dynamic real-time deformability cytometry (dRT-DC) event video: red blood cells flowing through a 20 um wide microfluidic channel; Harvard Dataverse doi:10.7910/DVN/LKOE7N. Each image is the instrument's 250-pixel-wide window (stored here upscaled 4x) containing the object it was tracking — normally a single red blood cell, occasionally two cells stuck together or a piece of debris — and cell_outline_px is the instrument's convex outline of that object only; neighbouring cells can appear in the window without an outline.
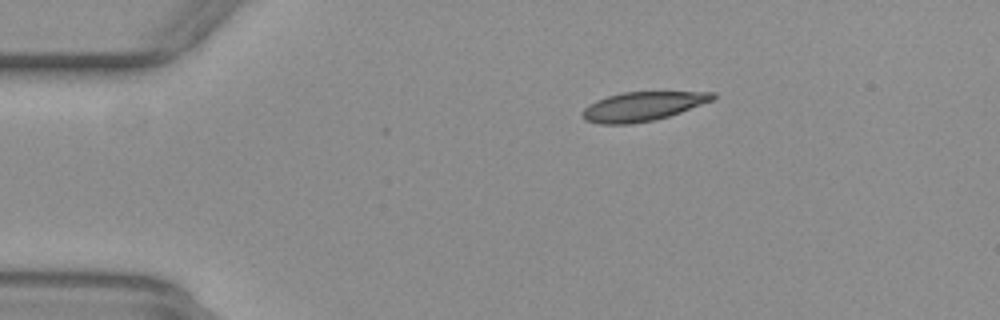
{"species": "common noctule bat (a hibernating species)", "species_latin": "Nyctalus noctula", "temperature_condition": "warm", "stored_images_in_passage": 6, "camera_frame_rate_fps": 3000, "um_per_image_px": 0.085, "animal": {"sex": "female", "body_mass_g": 29.2, "forearm_length_mm": 56.3}, "frame": {"image": 1, "passage_image": 2, "time_ms": 0.333, "image_size_px": [1000, 320], "cell_outline_px": [[716, 96], [712, 100], [680, 112], [668, 116], [652, 120], [628, 124], [600, 124], [584, 120], [580, 116], [580, 112], [588, 104], [596, 100], [620, 92], [716, 92]], "centroid_in_image_um": [54.54, 9.04], "position_along_channel_um": 30.5, "area_um2": 22.02}}